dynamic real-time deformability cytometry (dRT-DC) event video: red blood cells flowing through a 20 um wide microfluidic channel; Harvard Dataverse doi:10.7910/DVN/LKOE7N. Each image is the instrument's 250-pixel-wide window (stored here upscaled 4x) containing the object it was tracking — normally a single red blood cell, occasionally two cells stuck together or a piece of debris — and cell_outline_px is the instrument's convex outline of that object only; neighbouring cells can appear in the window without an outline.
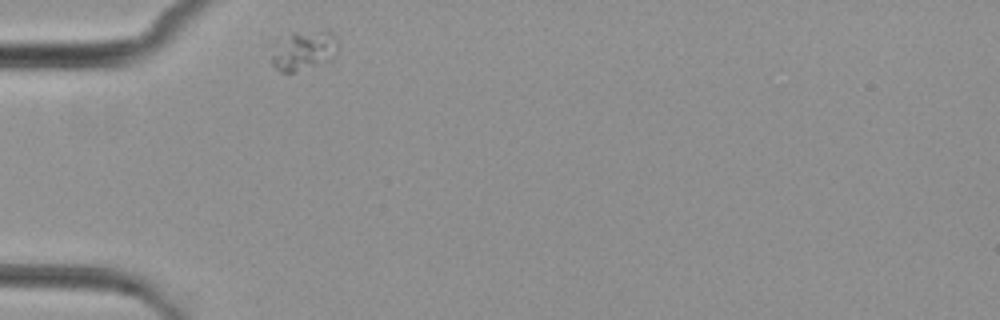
{"species": "common noctule bat (a hibernating species)", "species_latin": "Nyctalus noctula", "temperature_condition": "cold", "stored_images_in_passage": 1, "camera_frame_rate_fps": 3000, "um_per_image_px": 0.085, "animal": {"sex": "female", "body_mass_g": 29.2, "forearm_length_mm": 56.3}, "frame": {"image": 1, "passage_image": 1, "time_ms": 0.0, "image_size_px": [1000, 320], "cell_outline_px": [[340, 48], [324, 60], [296, 72], [280, 72], [272, 64], [268, 44], [292, 32], [324, 28], [332, 32], [336, 36], [340, 44]], "centroid_in_image_um": [25.72, 4.2], "position_along_channel_um": 59.3, "area_um2": 16.01}}